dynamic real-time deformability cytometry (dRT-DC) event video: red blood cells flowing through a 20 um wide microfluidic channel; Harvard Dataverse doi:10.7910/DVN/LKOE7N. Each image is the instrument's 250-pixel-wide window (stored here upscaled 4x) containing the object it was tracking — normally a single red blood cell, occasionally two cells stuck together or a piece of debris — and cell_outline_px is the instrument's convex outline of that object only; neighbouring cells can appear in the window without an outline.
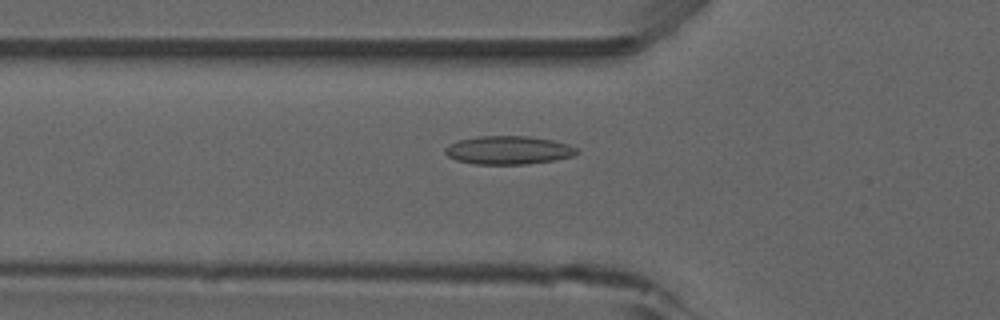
{"species": "common noctule bat (a hibernating species)", "species_latin": "Nyctalus noctula", "temperature_condition": "room temperature", "stored_images_in_passage": 28, "camera_frame_rate_fps": 3000, "um_per_image_px": 0.085, "animal": {"sex": "male", "forearm_length_mm": 52.5}, "frame": {"image": 1, "passage_image": 18, "time_ms": 5.667, "image_size_px": [1000, 320], "cell_outline_px": [[580, 152], [572, 156], [552, 160], [524, 164], [476, 164], [456, 160], [448, 156], [444, 152], [444, 148], [460, 140], [480, 136], [528, 136], [552, 140], [568, 144], [576, 148]], "centroid_in_image_um": [43.22, 12.76], "position_along_channel_um": 82.6, "area_um2": 21.5}}
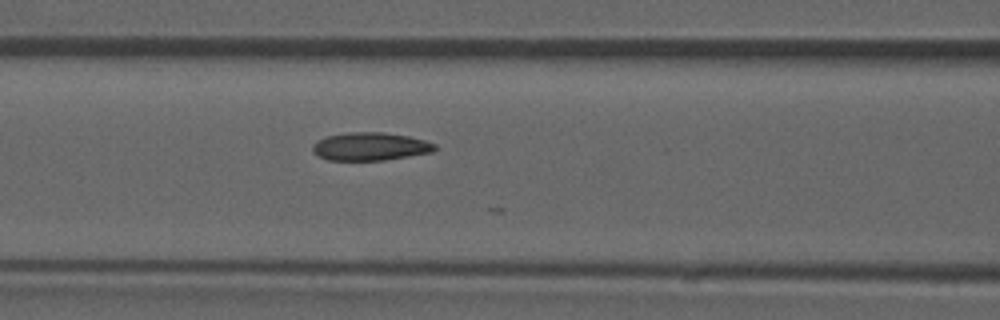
{"frame": {"image": 2, "passage_image": 22, "time_ms": 7.0, "image_size_px": [1000, 320], "cell_outline_px": [[436, 148], [432, 152], [384, 160], [328, 160], [312, 152], [312, 144], [316, 140], [324, 136], [348, 132], [384, 132], [408, 136], [424, 140], [436, 144]], "centroid_in_image_um": [31.42, 12.44], "position_along_channel_um": 135.2, "area_um2": 20.06}}